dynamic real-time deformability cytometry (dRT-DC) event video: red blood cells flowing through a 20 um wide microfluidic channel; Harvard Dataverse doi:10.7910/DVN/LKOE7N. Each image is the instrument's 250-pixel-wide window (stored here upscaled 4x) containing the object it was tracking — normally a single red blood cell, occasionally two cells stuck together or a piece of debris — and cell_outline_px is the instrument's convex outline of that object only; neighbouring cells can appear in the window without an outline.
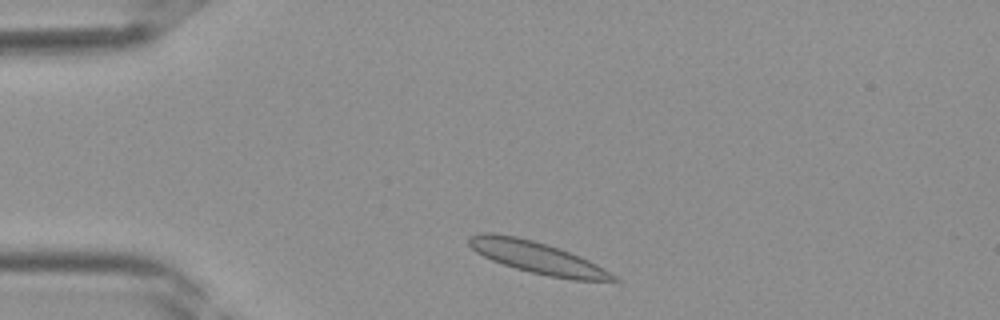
{"species": "Egyptian fruit bat (a non-hibernating species)", "species_latin": "Rousettus aegyptiacus", "temperature_condition": "room temperature", "stored_images_in_passage": 33, "camera_frame_rate_fps": 3000, "um_per_image_px": 0.085, "frame": {"image": 1, "passage_image": 2, "time_ms": 0.333, "image_size_px": [1000, 320], "cell_outline_px": [[620, 284], [572, 280], [548, 276], [516, 268], [492, 260], [476, 252], [468, 244], [468, 236], [480, 232], [492, 232], [516, 236], [532, 240], [560, 248], [580, 256], [596, 264], [616, 276], [620, 280]], "centroid_in_image_um": [45.76, 21.92], "position_along_channel_um": 39.2, "area_um2": 27.22}}
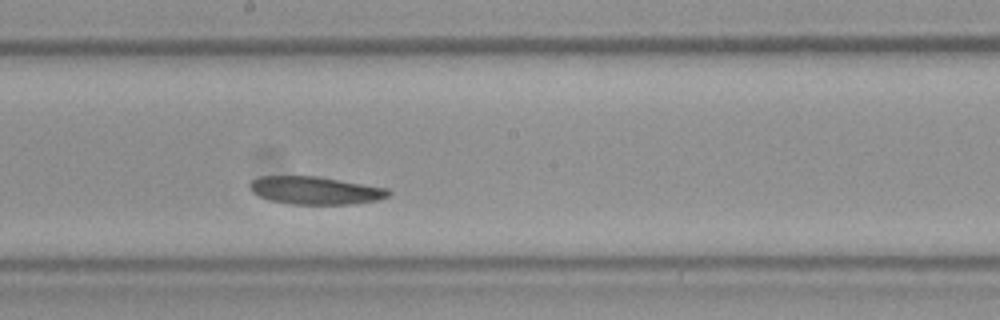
{"frame": {"image": 2, "passage_image": 15, "time_ms": 4.667, "image_size_px": [1000, 320], "cell_outline_px": [[392, 192], [388, 196], [380, 200], [352, 204], [288, 204], [268, 200], [252, 192], [248, 184], [252, 180], [260, 176], [316, 176], [388, 188]], "centroid_in_image_um": [26.8, 16.19], "position_along_channel_um": 221.4, "area_um2": 22.6}}
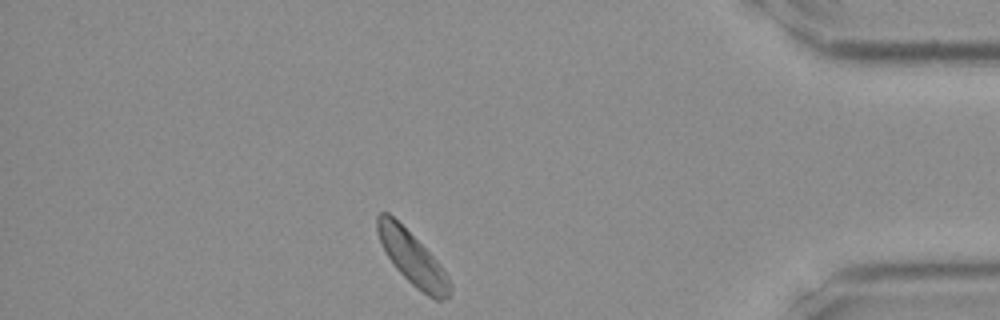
{"frame": {"image": 3, "passage_image": 28, "time_ms": 9.0, "image_size_px": [1000, 320], "cell_outline_px": [[452, 284], [448, 296], [444, 300], [436, 300], [428, 296], [416, 288], [396, 268], [388, 256], [380, 240], [376, 228], [376, 216], [380, 212], [388, 212], [440, 264], [448, 276]], "centroid_in_image_um": [35.05, 21.98], "position_along_channel_um": 400.1, "area_um2": 21.73}}